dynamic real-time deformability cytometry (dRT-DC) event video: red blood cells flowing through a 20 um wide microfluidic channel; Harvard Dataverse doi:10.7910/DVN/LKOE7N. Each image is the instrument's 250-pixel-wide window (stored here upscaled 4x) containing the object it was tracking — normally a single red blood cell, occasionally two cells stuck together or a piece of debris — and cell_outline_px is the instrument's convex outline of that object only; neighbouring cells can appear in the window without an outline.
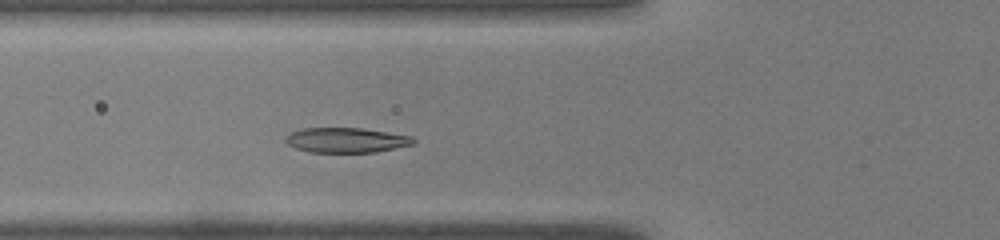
{"species": "common noctule bat (a hibernating species)", "species_latin": "Nyctalus noctula", "temperature_condition": "warm", "stored_images_in_passage": 40, "camera_frame_rate_fps": 3000, "um_per_image_px": 0.085, "animal": {"sex": "male", "body_mass_g": 19.0, "forearm_length_mm": 50.8}, "frame": {"image": 1, "passage_image": 9, "time_ms": 2.667, "image_size_px": [1000, 240], "cell_outline_px": [[416, 144], [376, 152], [308, 152], [296, 148], [288, 144], [284, 140], [292, 132], [304, 128], [364, 128], [412, 136], [416, 140]], "centroid_in_image_um": [29.49, 11.91], "position_along_channel_um": 96.3, "area_um2": 18.61}}
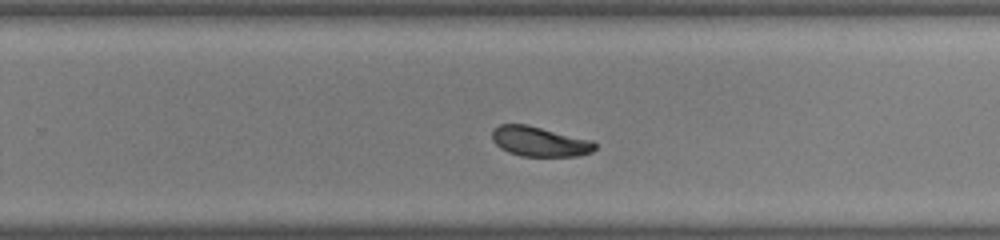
{"frame": {"image": 2, "passage_image": 23, "time_ms": 7.333, "image_size_px": [1000, 240], "cell_outline_px": [[596, 148], [592, 152], [580, 156], [520, 156], [508, 152], [500, 148], [492, 140], [492, 132], [500, 124], [528, 124], [592, 140], [596, 144]], "centroid_in_image_um": [45.88, 12.03], "position_along_channel_um": 283.9, "area_um2": 18.03}}
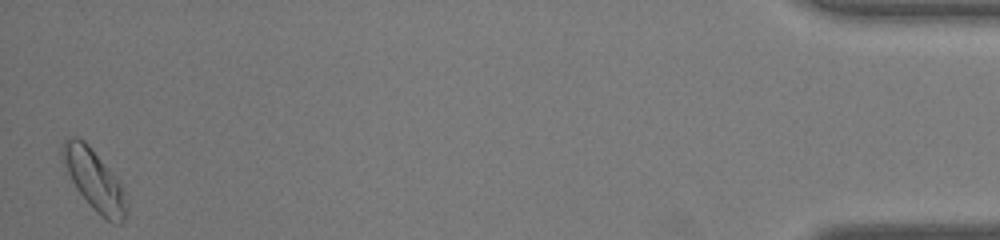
{"frame": {"image": 3, "passage_image": 40, "time_ms": 13.0, "image_size_px": [1000, 240], "cell_outline_px": [[128, 208], [124, 220], [120, 224], [112, 224], [100, 216], [92, 208], [76, 188], [60, 160], [60, 144], [68, 136], [76, 136], [84, 140], [88, 144], [108, 168], [120, 184], [128, 204]], "centroid_in_image_um": [7.96, 15.29], "position_along_channel_um": 427.2, "area_um2": 22.83}, "authors_computed_cell_mechanics": {"area_um2": 19.0451, "velocity_mm_per_s": 4.0255, "shape_relaxation_time_tau1_ms": 2.4608, "shape_relaxation_time_tau2_ms": 5.1615, "deformation_change_tau1": 0.1363, "deformation_change_tau2": 0.0827}}